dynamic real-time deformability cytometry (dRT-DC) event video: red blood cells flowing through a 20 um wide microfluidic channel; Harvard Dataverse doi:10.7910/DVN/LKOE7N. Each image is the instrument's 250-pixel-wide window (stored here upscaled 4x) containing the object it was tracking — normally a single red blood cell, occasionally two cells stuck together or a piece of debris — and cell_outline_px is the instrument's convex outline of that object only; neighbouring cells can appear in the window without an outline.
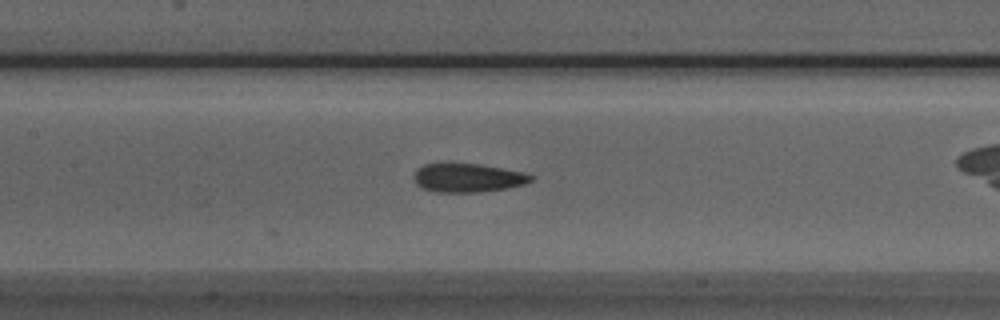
{"species": "Egyptian fruit bat (a non-hibernating species)", "species_latin": "Rousettus aegyptiacus", "temperature_condition": "room temperature", "stored_images_in_passage": 9, "camera_frame_rate_fps": 3000, "um_per_image_px": 0.085, "animal": {"sex": "male"}, "frame": {"image": 1, "passage_image": 9, "time_ms": 2.667, "image_size_px": [1000, 320], "cell_outline_px": [[536, 180], [524, 184], [504, 188], [476, 192], [436, 192], [420, 188], [416, 184], [416, 168], [424, 164], [480, 164], [524, 172], [536, 176]], "centroid_in_image_um": [39.81, 15.11], "position_along_channel_um": 167.6, "area_um2": 19.48}}